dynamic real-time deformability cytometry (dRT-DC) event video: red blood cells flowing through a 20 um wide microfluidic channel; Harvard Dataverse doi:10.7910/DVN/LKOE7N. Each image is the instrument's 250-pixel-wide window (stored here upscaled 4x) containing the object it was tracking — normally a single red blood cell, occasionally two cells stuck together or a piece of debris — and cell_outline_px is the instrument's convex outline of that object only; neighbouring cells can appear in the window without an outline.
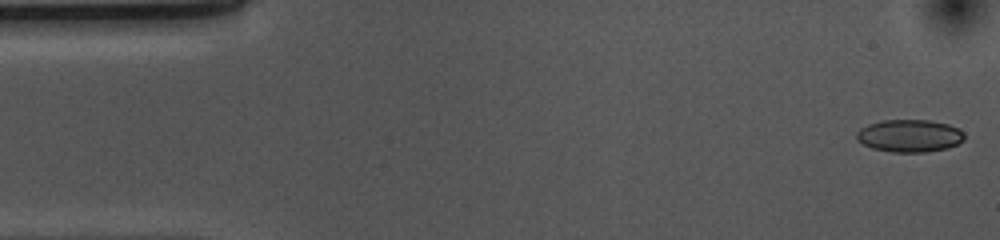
{"species": "common noctule bat (a hibernating species)", "species_latin": "Nyctalus noctula", "temperature_condition": "cold", "stored_images_in_passage": 52, "camera_frame_rate_fps": 3000, "um_per_image_px": 0.085, "animal": {"sex": "female", "body_mass_g": 10.0, "forearm_length_mm": 53.1}, "frame": {"image": 1, "passage_image": 1, "time_ms": 0.0, "image_size_px": [1000, 240], "cell_outline_px": [[964, 140], [948, 148], [924, 152], [892, 152], [872, 148], [856, 140], [856, 132], [860, 128], [868, 124], [880, 120], [928, 120], [948, 124], [960, 128], [964, 132]], "centroid_in_image_um": [77.3, 11.53], "position_along_channel_um": 7.7, "area_um2": 20.58}}
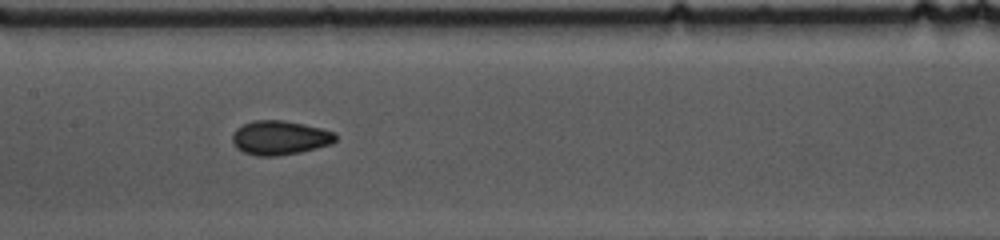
{"frame": {"image": 2, "passage_image": 24, "time_ms": 7.667, "image_size_px": [1000, 240], "cell_outline_px": [[336, 140], [332, 144], [300, 152], [276, 156], [256, 156], [244, 152], [236, 148], [232, 140], [232, 132], [236, 128], [244, 124], [256, 120], [284, 120], [304, 124], [336, 132]], "centroid_in_image_um": [23.78, 11.71], "position_along_channel_um": 183.6, "area_um2": 20.63}}
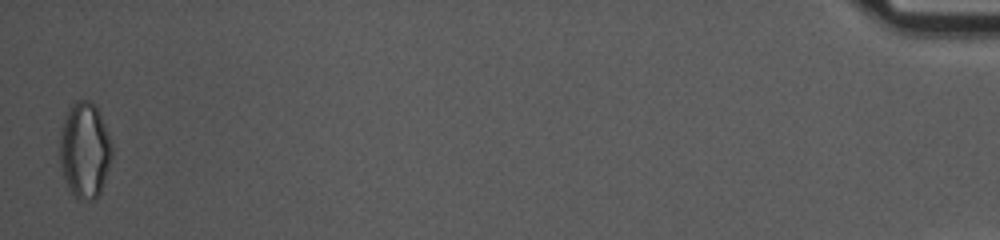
{"frame": {"image": 3, "passage_image": 52, "time_ms": 17.0, "image_size_px": [1000, 240], "cell_outline_px": [[112, 156], [100, 192], [92, 200], [84, 200], [76, 196], [72, 192], [64, 176], [60, 164], [60, 136], [64, 120], [68, 108], [76, 100], [88, 100], [96, 108], [100, 116], [112, 144]], "centroid_in_image_um": [7.19, 12.75], "position_along_channel_um": 428.0, "area_um2": 28.38}, "authors_computed_cell_mechanics": {"area_um2": 20.2011, "velocity_mm_per_s": 3.6938, "shape_relaxation_time_tau1_ms": 10.6489, "shape_relaxation_time_tau2_ms": 2.4929, "deformation_change_tau1": 0.168, "deformation_change_tau2": 0.0702}}